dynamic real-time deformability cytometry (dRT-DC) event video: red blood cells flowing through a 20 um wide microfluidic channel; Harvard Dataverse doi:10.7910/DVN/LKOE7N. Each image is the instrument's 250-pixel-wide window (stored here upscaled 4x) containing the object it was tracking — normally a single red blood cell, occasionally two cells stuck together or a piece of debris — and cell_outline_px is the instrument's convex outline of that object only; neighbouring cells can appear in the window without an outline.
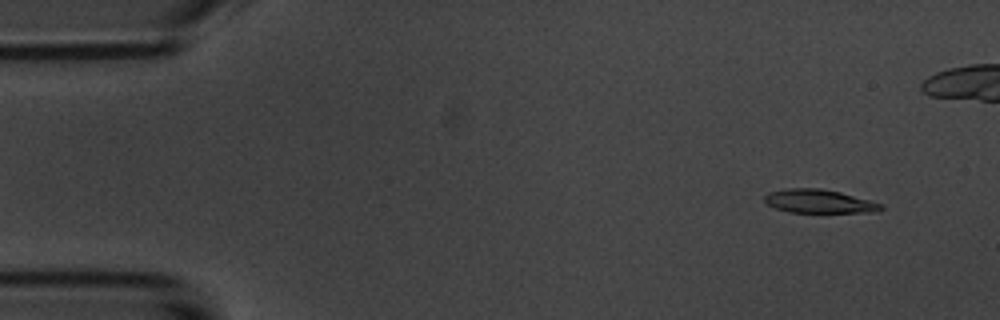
{"species": "common noctule bat (a hibernating species)", "species_latin": "Nyctalus noctula", "temperature_condition": "room temperature", "stored_images_in_passage": 56, "camera_frame_rate_fps": 3000, "um_per_image_px": 0.085, "animal": {"sex": "male", "body_mass_g": 20.1, "forearm_length_mm": 53.5}, "frame": {"image": 1, "passage_image": 5, "time_ms": 1.333, "image_size_px": [1000, 320], "cell_outline_px": [[884, 208], [880, 212], [788, 212], [776, 208], [768, 204], [764, 200], [764, 196], [768, 192], [788, 188], [820, 188], [840, 192], [884, 204]], "centroid_in_image_um": [69.65, 17.11], "position_along_channel_um": 15.4, "area_um2": 16.01}}
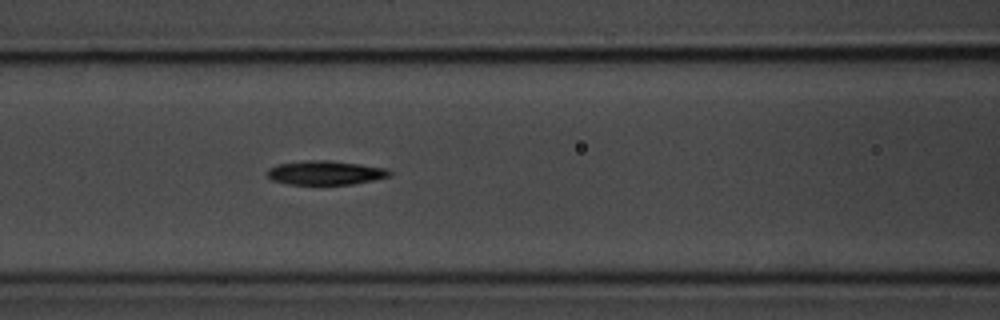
{"frame": {"image": 2, "passage_image": 23, "time_ms": 7.333, "image_size_px": [1000, 320], "cell_outline_px": [[392, 172], [388, 176], [372, 180], [352, 184], [288, 184], [272, 180], [268, 176], [268, 168], [276, 164], [304, 160], [328, 160], [360, 164], [388, 168]], "centroid_in_image_um": [27.63, 14.67], "position_along_channel_um": 139.0, "area_um2": 17.11}}
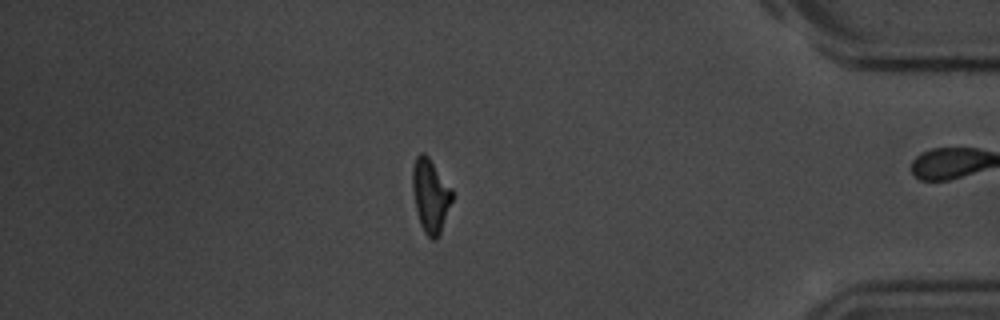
{"frame": {"image": 3, "passage_image": 47, "time_ms": 15.333, "image_size_px": [1000, 320], "cell_outline_px": [[452, 200], [440, 232], [436, 240], [432, 240], [424, 232], [420, 224], [416, 208], [412, 188], [412, 168], [416, 156], [420, 152], [424, 152], [428, 156], [452, 188]], "centroid_in_image_um": [36.58, 16.59], "position_along_channel_um": 398.6, "area_um2": 16.88}, "authors_computed_cell_mechanics": {"area_um2": 17.1377, "velocity_mm_per_s": 3.7072, "shape_relaxation_time_tau1_ms": 3.0871, "shape_relaxation_time_tau2_ms": 7.6163, "deformation_change_tau1": 0.1355, "deformation_change_tau2": 0.1731}}